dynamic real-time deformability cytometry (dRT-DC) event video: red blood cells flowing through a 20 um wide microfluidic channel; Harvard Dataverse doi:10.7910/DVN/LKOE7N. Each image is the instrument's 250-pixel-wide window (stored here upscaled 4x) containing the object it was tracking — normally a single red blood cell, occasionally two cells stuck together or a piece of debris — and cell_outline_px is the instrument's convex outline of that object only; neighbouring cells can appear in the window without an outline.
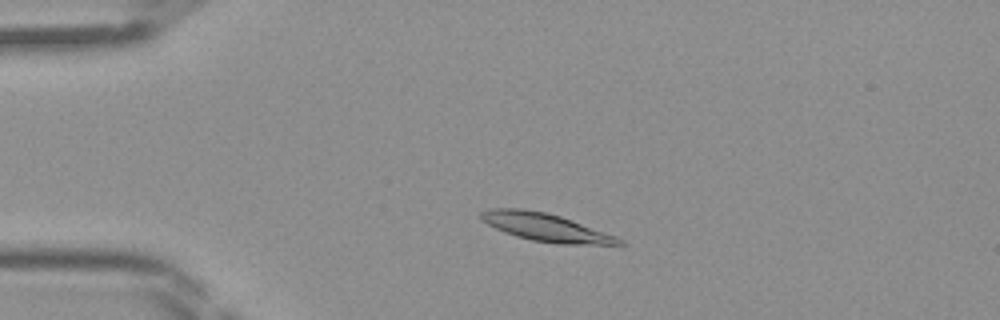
{"species": "Egyptian fruit bat (a non-hibernating species)", "species_latin": "Rousettus aegyptiacus", "temperature_condition": "room temperature", "stored_images_in_passage": 43, "camera_frame_rate_fps": 3000, "um_per_image_px": 0.085, "frame": {"image": 1, "passage_image": 8, "time_ms": 2.333, "image_size_px": [1000, 320], "cell_outline_px": [[624, 244], [556, 244], [532, 240], [516, 236], [504, 232], [480, 220], [480, 212], [488, 208], [524, 208], [544, 212], [560, 216], [616, 236], [624, 240]], "centroid_in_image_um": [46.33, 19.31], "position_along_channel_um": 38.7, "area_um2": 22.31}}
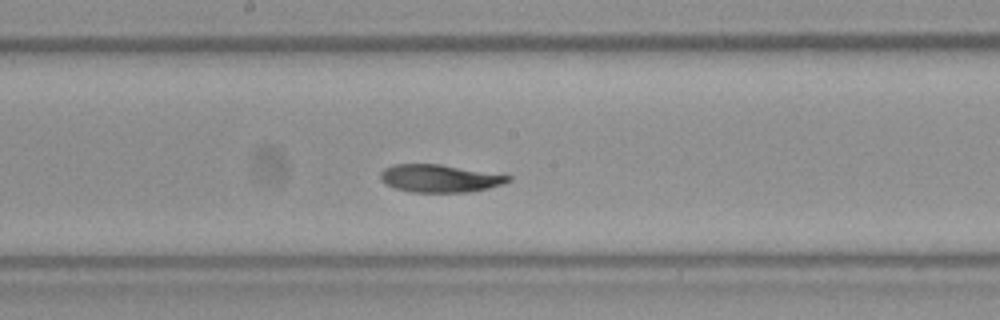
{"frame": {"image": 2, "passage_image": 22, "time_ms": 7.0, "image_size_px": [1000, 320], "cell_outline_px": [[512, 180], [504, 184], [488, 188], [468, 192], [412, 192], [396, 188], [380, 180], [380, 172], [384, 168], [392, 164], [440, 164], [512, 176]], "centroid_in_image_um": [37.38, 15.16], "position_along_channel_um": 210.8, "area_um2": 20.58}}
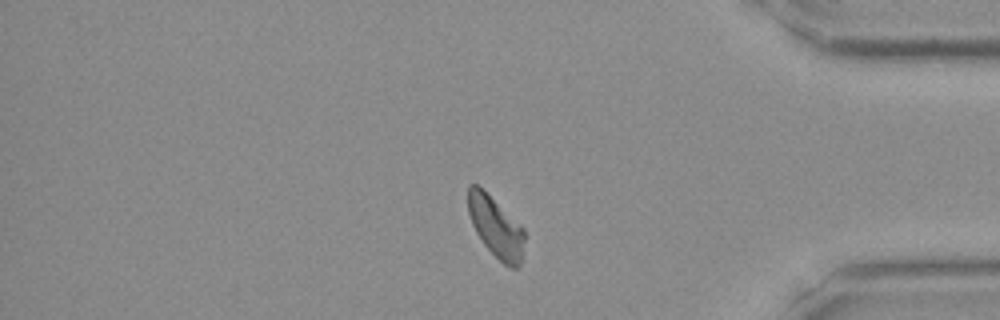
{"frame": {"image": 3, "passage_image": 36, "time_ms": 11.667, "image_size_px": [1000, 320], "cell_outline_px": [[524, 256], [520, 264], [516, 268], [512, 268], [504, 264], [484, 244], [476, 232], [472, 224], [468, 212], [468, 184], [476, 184], [520, 224], [524, 228]], "centroid_in_image_um": [42.16, 19.33], "position_along_channel_um": 393.0, "area_um2": 19.65}}